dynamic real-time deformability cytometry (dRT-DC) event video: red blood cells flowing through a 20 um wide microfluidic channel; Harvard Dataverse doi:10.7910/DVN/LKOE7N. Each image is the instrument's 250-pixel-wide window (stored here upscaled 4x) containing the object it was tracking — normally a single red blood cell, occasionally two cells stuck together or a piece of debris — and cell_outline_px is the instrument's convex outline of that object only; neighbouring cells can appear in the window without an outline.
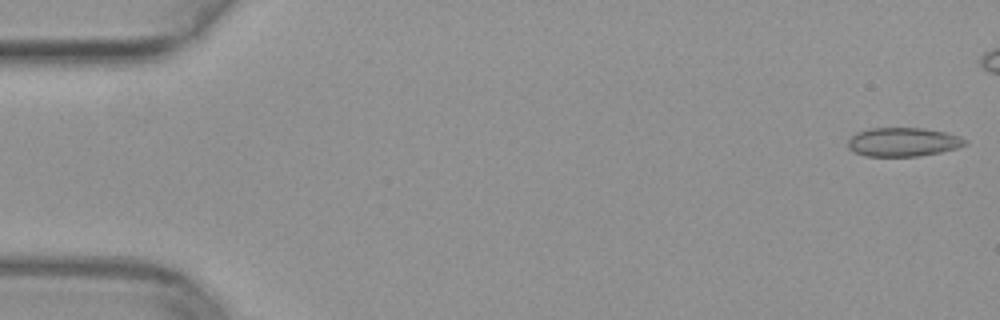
{"species": "common noctule bat (a hibernating species)", "species_latin": "Nyctalus noctula", "temperature_condition": "warm", "stored_images_in_passage": 44, "camera_frame_rate_fps": 3000, "um_per_image_px": 0.085, "animal": {"sex": "female", "body_mass_g": 29.2, "forearm_length_mm": 56.3}, "frame": {"image": 1, "passage_image": 1, "time_ms": 0.0, "image_size_px": [1000, 320], "cell_outline_px": [[968, 144], [956, 148], [940, 152], [916, 156], [864, 156], [852, 152], [848, 148], [848, 140], [856, 132], [868, 128], [924, 128], [944, 132], [960, 136], [968, 140]], "centroid_in_image_um": [76.74, 12.07], "position_along_channel_um": 8.3, "area_um2": 19.83}}
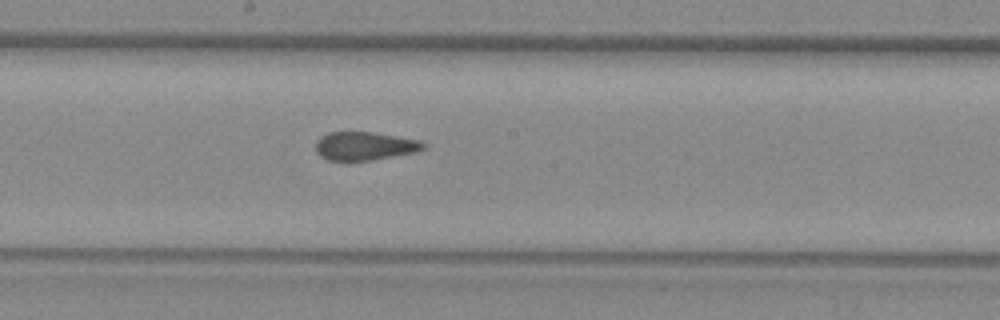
{"frame": {"image": 2, "passage_image": 27, "time_ms": 8.667, "image_size_px": [1000, 320], "cell_outline_px": [[428, 148], [416, 152], [372, 160], [328, 160], [320, 156], [316, 152], [316, 140], [320, 136], [328, 132], [372, 132], [420, 140], [428, 144]], "centroid_in_image_um": [31.03, 12.4], "position_along_channel_um": 217.2, "area_um2": 17.98}}
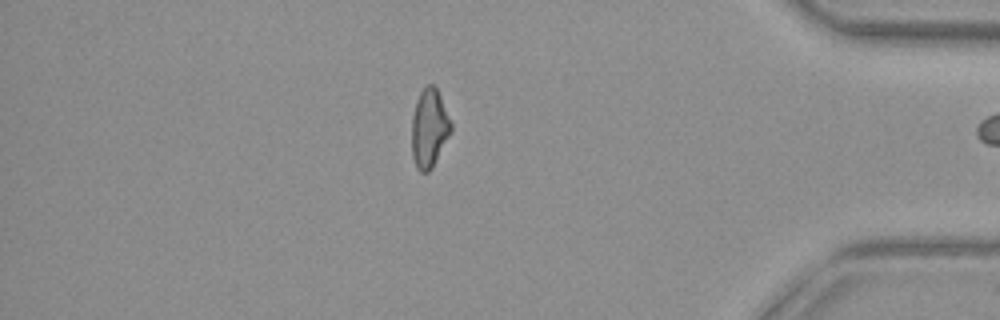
{"frame": {"image": 3, "passage_image": 43, "time_ms": 14.0, "image_size_px": [1000, 320], "cell_outline_px": [[452, 132], [432, 168], [428, 172], [420, 172], [416, 168], [412, 156], [412, 116], [416, 100], [420, 92], [428, 84], [432, 84], [436, 88], [440, 96], [452, 124]], "centroid_in_image_um": [36.48, 10.93], "position_along_channel_um": 398.7, "area_um2": 18.03}}